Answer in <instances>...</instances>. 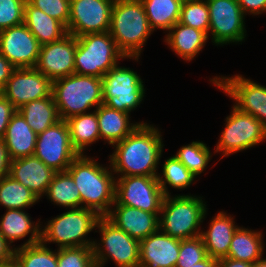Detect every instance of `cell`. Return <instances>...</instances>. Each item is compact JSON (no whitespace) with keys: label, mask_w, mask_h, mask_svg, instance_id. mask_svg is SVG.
Wrapping results in <instances>:
<instances>
[{"label":"cell","mask_w":266,"mask_h":267,"mask_svg":"<svg viewBox=\"0 0 266 267\" xmlns=\"http://www.w3.org/2000/svg\"><path fill=\"white\" fill-rule=\"evenodd\" d=\"M144 87L137 72L117 65L102 77L103 102L109 108L130 114L142 103Z\"/></svg>","instance_id":"9c48e42d"},{"label":"cell","mask_w":266,"mask_h":267,"mask_svg":"<svg viewBox=\"0 0 266 267\" xmlns=\"http://www.w3.org/2000/svg\"><path fill=\"white\" fill-rule=\"evenodd\" d=\"M29 31L42 46L60 40L68 34L66 26L57 19L46 15L26 1L24 22Z\"/></svg>","instance_id":"4316f807"},{"label":"cell","mask_w":266,"mask_h":267,"mask_svg":"<svg viewBox=\"0 0 266 267\" xmlns=\"http://www.w3.org/2000/svg\"><path fill=\"white\" fill-rule=\"evenodd\" d=\"M100 139L113 146L127 137L140 123H130V114L101 104L96 108ZM107 141V142H106Z\"/></svg>","instance_id":"484cf974"},{"label":"cell","mask_w":266,"mask_h":267,"mask_svg":"<svg viewBox=\"0 0 266 267\" xmlns=\"http://www.w3.org/2000/svg\"><path fill=\"white\" fill-rule=\"evenodd\" d=\"M159 214L127 205H112L105 217L130 237L141 241L159 229Z\"/></svg>","instance_id":"d6986e66"},{"label":"cell","mask_w":266,"mask_h":267,"mask_svg":"<svg viewBox=\"0 0 266 267\" xmlns=\"http://www.w3.org/2000/svg\"><path fill=\"white\" fill-rule=\"evenodd\" d=\"M94 159L80 154L66 171L80 192L81 207L94 210L101 217H105L115 202L116 177L110 165H100Z\"/></svg>","instance_id":"7a4b0ae2"},{"label":"cell","mask_w":266,"mask_h":267,"mask_svg":"<svg viewBox=\"0 0 266 267\" xmlns=\"http://www.w3.org/2000/svg\"><path fill=\"white\" fill-rule=\"evenodd\" d=\"M11 159L4 140H0V180L9 174Z\"/></svg>","instance_id":"f6af8a7d"},{"label":"cell","mask_w":266,"mask_h":267,"mask_svg":"<svg viewBox=\"0 0 266 267\" xmlns=\"http://www.w3.org/2000/svg\"><path fill=\"white\" fill-rule=\"evenodd\" d=\"M70 140L77 153L84 154L88 146L100 140L96 109L93 112L78 114L66 120Z\"/></svg>","instance_id":"f1b7e54d"},{"label":"cell","mask_w":266,"mask_h":267,"mask_svg":"<svg viewBox=\"0 0 266 267\" xmlns=\"http://www.w3.org/2000/svg\"><path fill=\"white\" fill-rule=\"evenodd\" d=\"M77 38L74 73L102 78L126 56L119 50L109 31L89 33Z\"/></svg>","instance_id":"52a82bcc"},{"label":"cell","mask_w":266,"mask_h":267,"mask_svg":"<svg viewBox=\"0 0 266 267\" xmlns=\"http://www.w3.org/2000/svg\"><path fill=\"white\" fill-rule=\"evenodd\" d=\"M238 227L234 218L224 211L212 217L208 230H202L200 235L207 254L215 259L227 257L232 236Z\"/></svg>","instance_id":"603a6c76"},{"label":"cell","mask_w":266,"mask_h":267,"mask_svg":"<svg viewBox=\"0 0 266 267\" xmlns=\"http://www.w3.org/2000/svg\"><path fill=\"white\" fill-rule=\"evenodd\" d=\"M210 14L209 33L215 46L241 43L246 37L245 14L237 0H206Z\"/></svg>","instance_id":"7c38bea8"},{"label":"cell","mask_w":266,"mask_h":267,"mask_svg":"<svg viewBox=\"0 0 266 267\" xmlns=\"http://www.w3.org/2000/svg\"><path fill=\"white\" fill-rule=\"evenodd\" d=\"M39 198L19 181L6 175L0 180V205L7 209L25 210L39 202Z\"/></svg>","instance_id":"d6a6232c"},{"label":"cell","mask_w":266,"mask_h":267,"mask_svg":"<svg viewBox=\"0 0 266 267\" xmlns=\"http://www.w3.org/2000/svg\"><path fill=\"white\" fill-rule=\"evenodd\" d=\"M18 111L37 134L61 120L53 95L26 103Z\"/></svg>","instance_id":"f546056e"},{"label":"cell","mask_w":266,"mask_h":267,"mask_svg":"<svg viewBox=\"0 0 266 267\" xmlns=\"http://www.w3.org/2000/svg\"><path fill=\"white\" fill-rule=\"evenodd\" d=\"M153 32L141 0H115L109 33L127 59L139 61L143 47Z\"/></svg>","instance_id":"3957f363"},{"label":"cell","mask_w":266,"mask_h":267,"mask_svg":"<svg viewBox=\"0 0 266 267\" xmlns=\"http://www.w3.org/2000/svg\"><path fill=\"white\" fill-rule=\"evenodd\" d=\"M162 166L163 173L161 174L163 177L158 173L157 180L165 196L171 195L167 185L174 189L184 190L195 182L194 179L196 176L193 175L174 155L166 159Z\"/></svg>","instance_id":"836d02e7"},{"label":"cell","mask_w":266,"mask_h":267,"mask_svg":"<svg viewBox=\"0 0 266 267\" xmlns=\"http://www.w3.org/2000/svg\"><path fill=\"white\" fill-rule=\"evenodd\" d=\"M53 81L34 68H15L1 92L17 109L52 96Z\"/></svg>","instance_id":"2e32d148"},{"label":"cell","mask_w":266,"mask_h":267,"mask_svg":"<svg viewBox=\"0 0 266 267\" xmlns=\"http://www.w3.org/2000/svg\"><path fill=\"white\" fill-rule=\"evenodd\" d=\"M101 216L88 208L68 209L66 212L48 220L41 227V243L47 246L56 243L59 248L93 247L94 240L88 234L96 230ZM87 237V238H86Z\"/></svg>","instance_id":"8992f818"},{"label":"cell","mask_w":266,"mask_h":267,"mask_svg":"<svg viewBox=\"0 0 266 267\" xmlns=\"http://www.w3.org/2000/svg\"><path fill=\"white\" fill-rule=\"evenodd\" d=\"M225 122V128L213 152L222 153L220 159L248 150L266 140V130L262 123L253 115L241 112L235 106L232 107Z\"/></svg>","instance_id":"30bf717a"},{"label":"cell","mask_w":266,"mask_h":267,"mask_svg":"<svg viewBox=\"0 0 266 267\" xmlns=\"http://www.w3.org/2000/svg\"><path fill=\"white\" fill-rule=\"evenodd\" d=\"M209 16L206 0H184L178 22L205 32L209 38Z\"/></svg>","instance_id":"8d00e7d4"},{"label":"cell","mask_w":266,"mask_h":267,"mask_svg":"<svg viewBox=\"0 0 266 267\" xmlns=\"http://www.w3.org/2000/svg\"><path fill=\"white\" fill-rule=\"evenodd\" d=\"M18 109L0 93V140H3L9 121Z\"/></svg>","instance_id":"b9f144b4"},{"label":"cell","mask_w":266,"mask_h":267,"mask_svg":"<svg viewBox=\"0 0 266 267\" xmlns=\"http://www.w3.org/2000/svg\"><path fill=\"white\" fill-rule=\"evenodd\" d=\"M96 230L101 236L99 241L95 239L92 247L97 267H104L108 259L117 267H139L140 241L117 228L106 217L99 219Z\"/></svg>","instance_id":"ba28073f"},{"label":"cell","mask_w":266,"mask_h":267,"mask_svg":"<svg viewBox=\"0 0 266 267\" xmlns=\"http://www.w3.org/2000/svg\"><path fill=\"white\" fill-rule=\"evenodd\" d=\"M13 258L21 267H58L57 250L41 242L15 248Z\"/></svg>","instance_id":"e575fe53"},{"label":"cell","mask_w":266,"mask_h":267,"mask_svg":"<svg viewBox=\"0 0 266 267\" xmlns=\"http://www.w3.org/2000/svg\"><path fill=\"white\" fill-rule=\"evenodd\" d=\"M109 155L111 169L118 176H157L163 152V139L158 127L140 123L127 137L113 145Z\"/></svg>","instance_id":"6da1fadb"},{"label":"cell","mask_w":266,"mask_h":267,"mask_svg":"<svg viewBox=\"0 0 266 267\" xmlns=\"http://www.w3.org/2000/svg\"><path fill=\"white\" fill-rule=\"evenodd\" d=\"M252 267H266V258H262L252 264Z\"/></svg>","instance_id":"681fc988"},{"label":"cell","mask_w":266,"mask_h":267,"mask_svg":"<svg viewBox=\"0 0 266 267\" xmlns=\"http://www.w3.org/2000/svg\"><path fill=\"white\" fill-rule=\"evenodd\" d=\"M223 93L235 101L234 105L241 112L253 115L266 130V87L243 77V75L215 76L210 80Z\"/></svg>","instance_id":"4fadbf2b"},{"label":"cell","mask_w":266,"mask_h":267,"mask_svg":"<svg viewBox=\"0 0 266 267\" xmlns=\"http://www.w3.org/2000/svg\"><path fill=\"white\" fill-rule=\"evenodd\" d=\"M218 259L212 258L209 255L202 261L193 264L192 266H175V267H217Z\"/></svg>","instance_id":"c3c4849f"},{"label":"cell","mask_w":266,"mask_h":267,"mask_svg":"<svg viewBox=\"0 0 266 267\" xmlns=\"http://www.w3.org/2000/svg\"><path fill=\"white\" fill-rule=\"evenodd\" d=\"M174 156L197 177L207 169L212 153L206 143L193 141L182 146Z\"/></svg>","instance_id":"d590c367"},{"label":"cell","mask_w":266,"mask_h":267,"mask_svg":"<svg viewBox=\"0 0 266 267\" xmlns=\"http://www.w3.org/2000/svg\"><path fill=\"white\" fill-rule=\"evenodd\" d=\"M217 267H252V264L245 261L231 259L229 257H224L218 259Z\"/></svg>","instance_id":"7dc6e473"},{"label":"cell","mask_w":266,"mask_h":267,"mask_svg":"<svg viewBox=\"0 0 266 267\" xmlns=\"http://www.w3.org/2000/svg\"><path fill=\"white\" fill-rule=\"evenodd\" d=\"M11 160L33 156L37 133L27 124L22 114L17 111L7 126L3 137Z\"/></svg>","instance_id":"d4e9b609"},{"label":"cell","mask_w":266,"mask_h":267,"mask_svg":"<svg viewBox=\"0 0 266 267\" xmlns=\"http://www.w3.org/2000/svg\"><path fill=\"white\" fill-rule=\"evenodd\" d=\"M40 47L24 23L0 31V53L15 68H34Z\"/></svg>","instance_id":"e0dca14e"},{"label":"cell","mask_w":266,"mask_h":267,"mask_svg":"<svg viewBox=\"0 0 266 267\" xmlns=\"http://www.w3.org/2000/svg\"><path fill=\"white\" fill-rule=\"evenodd\" d=\"M165 194L157 176H117L115 180V202L150 213H160Z\"/></svg>","instance_id":"8fae6325"},{"label":"cell","mask_w":266,"mask_h":267,"mask_svg":"<svg viewBox=\"0 0 266 267\" xmlns=\"http://www.w3.org/2000/svg\"><path fill=\"white\" fill-rule=\"evenodd\" d=\"M200 196L168 195L164 197L159 214V229L178 239L201 235V223L206 218V202Z\"/></svg>","instance_id":"5b68a950"},{"label":"cell","mask_w":266,"mask_h":267,"mask_svg":"<svg viewBox=\"0 0 266 267\" xmlns=\"http://www.w3.org/2000/svg\"><path fill=\"white\" fill-rule=\"evenodd\" d=\"M262 241V232L239 226L232 236L227 257L253 264L264 257Z\"/></svg>","instance_id":"83f0119b"},{"label":"cell","mask_w":266,"mask_h":267,"mask_svg":"<svg viewBox=\"0 0 266 267\" xmlns=\"http://www.w3.org/2000/svg\"><path fill=\"white\" fill-rule=\"evenodd\" d=\"M14 249V245L11 247L0 234V266L13 259Z\"/></svg>","instance_id":"bcb514c9"},{"label":"cell","mask_w":266,"mask_h":267,"mask_svg":"<svg viewBox=\"0 0 266 267\" xmlns=\"http://www.w3.org/2000/svg\"><path fill=\"white\" fill-rule=\"evenodd\" d=\"M184 0H141L150 28L167 32L179 21Z\"/></svg>","instance_id":"4dcf8cb0"},{"label":"cell","mask_w":266,"mask_h":267,"mask_svg":"<svg viewBox=\"0 0 266 267\" xmlns=\"http://www.w3.org/2000/svg\"><path fill=\"white\" fill-rule=\"evenodd\" d=\"M180 240L158 229L140 241L139 267H175Z\"/></svg>","instance_id":"ffe728a7"},{"label":"cell","mask_w":266,"mask_h":267,"mask_svg":"<svg viewBox=\"0 0 266 267\" xmlns=\"http://www.w3.org/2000/svg\"><path fill=\"white\" fill-rule=\"evenodd\" d=\"M208 39L205 32L177 22L166 34L164 42L175 55L190 62L202 51Z\"/></svg>","instance_id":"cb8c5ba5"},{"label":"cell","mask_w":266,"mask_h":267,"mask_svg":"<svg viewBox=\"0 0 266 267\" xmlns=\"http://www.w3.org/2000/svg\"><path fill=\"white\" fill-rule=\"evenodd\" d=\"M76 49L77 38L69 33L58 41L44 44L35 68L52 81L74 74Z\"/></svg>","instance_id":"ac0fdd59"},{"label":"cell","mask_w":266,"mask_h":267,"mask_svg":"<svg viewBox=\"0 0 266 267\" xmlns=\"http://www.w3.org/2000/svg\"><path fill=\"white\" fill-rule=\"evenodd\" d=\"M208 256L201 236L180 240L176 266H192Z\"/></svg>","instance_id":"f35d334b"},{"label":"cell","mask_w":266,"mask_h":267,"mask_svg":"<svg viewBox=\"0 0 266 267\" xmlns=\"http://www.w3.org/2000/svg\"><path fill=\"white\" fill-rule=\"evenodd\" d=\"M15 67L0 53V93L4 90Z\"/></svg>","instance_id":"ee69618b"},{"label":"cell","mask_w":266,"mask_h":267,"mask_svg":"<svg viewBox=\"0 0 266 267\" xmlns=\"http://www.w3.org/2000/svg\"><path fill=\"white\" fill-rule=\"evenodd\" d=\"M54 174V170L33 155L11 160L8 175L41 199L46 194Z\"/></svg>","instance_id":"44dd1931"},{"label":"cell","mask_w":266,"mask_h":267,"mask_svg":"<svg viewBox=\"0 0 266 267\" xmlns=\"http://www.w3.org/2000/svg\"><path fill=\"white\" fill-rule=\"evenodd\" d=\"M115 0H70L67 32L75 37L110 29Z\"/></svg>","instance_id":"9a60e30c"},{"label":"cell","mask_w":266,"mask_h":267,"mask_svg":"<svg viewBox=\"0 0 266 267\" xmlns=\"http://www.w3.org/2000/svg\"><path fill=\"white\" fill-rule=\"evenodd\" d=\"M31 220L29 213L20 209H7L0 218V234L12 247V243L30 235L27 241L15 247L37 244L41 241V225Z\"/></svg>","instance_id":"7402d4cb"},{"label":"cell","mask_w":266,"mask_h":267,"mask_svg":"<svg viewBox=\"0 0 266 267\" xmlns=\"http://www.w3.org/2000/svg\"><path fill=\"white\" fill-rule=\"evenodd\" d=\"M53 204L66 210L81 208V195L73 178L67 171L55 172L45 194Z\"/></svg>","instance_id":"1f68e13d"},{"label":"cell","mask_w":266,"mask_h":267,"mask_svg":"<svg viewBox=\"0 0 266 267\" xmlns=\"http://www.w3.org/2000/svg\"><path fill=\"white\" fill-rule=\"evenodd\" d=\"M27 0H0V31L24 22Z\"/></svg>","instance_id":"ab89813d"},{"label":"cell","mask_w":266,"mask_h":267,"mask_svg":"<svg viewBox=\"0 0 266 267\" xmlns=\"http://www.w3.org/2000/svg\"><path fill=\"white\" fill-rule=\"evenodd\" d=\"M78 155L71 144L66 120L37 134L34 156L55 172L66 171Z\"/></svg>","instance_id":"5bb4252c"},{"label":"cell","mask_w":266,"mask_h":267,"mask_svg":"<svg viewBox=\"0 0 266 267\" xmlns=\"http://www.w3.org/2000/svg\"><path fill=\"white\" fill-rule=\"evenodd\" d=\"M58 267H97L92 247L57 249Z\"/></svg>","instance_id":"74e56055"},{"label":"cell","mask_w":266,"mask_h":267,"mask_svg":"<svg viewBox=\"0 0 266 267\" xmlns=\"http://www.w3.org/2000/svg\"><path fill=\"white\" fill-rule=\"evenodd\" d=\"M52 95L60 119L67 120L104 104L102 78L74 73L53 80Z\"/></svg>","instance_id":"277c9868"},{"label":"cell","mask_w":266,"mask_h":267,"mask_svg":"<svg viewBox=\"0 0 266 267\" xmlns=\"http://www.w3.org/2000/svg\"><path fill=\"white\" fill-rule=\"evenodd\" d=\"M46 15L63 23L66 27L70 18V0H27Z\"/></svg>","instance_id":"60d3db41"},{"label":"cell","mask_w":266,"mask_h":267,"mask_svg":"<svg viewBox=\"0 0 266 267\" xmlns=\"http://www.w3.org/2000/svg\"><path fill=\"white\" fill-rule=\"evenodd\" d=\"M237 2L245 16L266 13V0H237Z\"/></svg>","instance_id":"7bdbcfd3"},{"label":"cell","mask_w":266,"mask_h":267,"mask_svg":"<svg viewBox=\"0 0 266 267\" xmlns=\"http://www.w3.org/2000/svg\"><path fill=\"white\" fill-rule=\"evenodd\" d=\"M0 267H21L19 263L13 258L10 262L1 265Z\"/></svg>","instance_id":"f907efd6"}]
</instances>
